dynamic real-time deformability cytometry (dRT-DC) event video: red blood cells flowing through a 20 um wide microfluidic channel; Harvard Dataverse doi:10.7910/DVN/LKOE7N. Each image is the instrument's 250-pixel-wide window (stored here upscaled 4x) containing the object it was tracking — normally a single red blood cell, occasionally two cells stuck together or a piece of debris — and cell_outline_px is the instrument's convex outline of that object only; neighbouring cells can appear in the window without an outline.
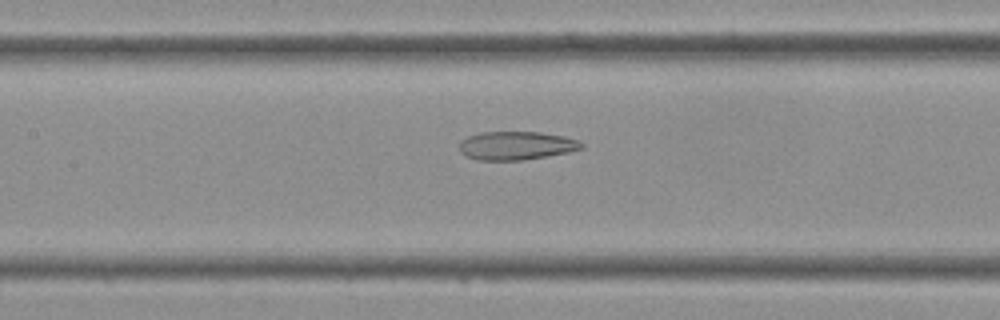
{"species": "Egyptian fruit bat (a non-hibernating species)", "species_latin": "Rousettus aegyptiacus", "temperature_condition": "cold", "stored_images_in_passage": 32, "camera_frame_rate_fps": 3000, "um_per_image_px": 0.085, "frame": {"image": 1, "passage_image": 10, "time_ms": 3.0, "image_size_px": [1000, 320], "cell_outline_px": [[584, 148], [568, 152], [548, 156], [524, 160], [476, 160], [464, 156], [460, 152], [460, 140], [468, 136], [480, 132], [540, 132], [564, 136], [580, 140], [584, 144]], "centroid_in_image_um": [43.88, 12.38], "position_along_channel_um": 163.5, "area_um2": 20.52}}
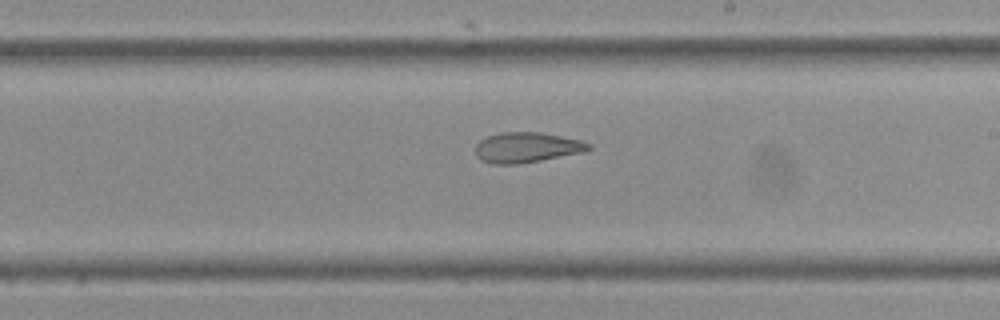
{"frame": {"image": 2, "passage_image": 15, "time_ms": 4.667, "image_size_px": [1000, 320], "cell_outline_px": [[592, 148], [584, 152], [520, 164], [492, 164], [480, 160], [476, 156], [476, 144], [480, 140], [488, 136], [504, 132], [540, 132], [580, 140], [592, 144]], "centroid_in_image_um": [44.77, 12.54], "position_along_channel_um": 244.2, "area_um2": 20.0}}
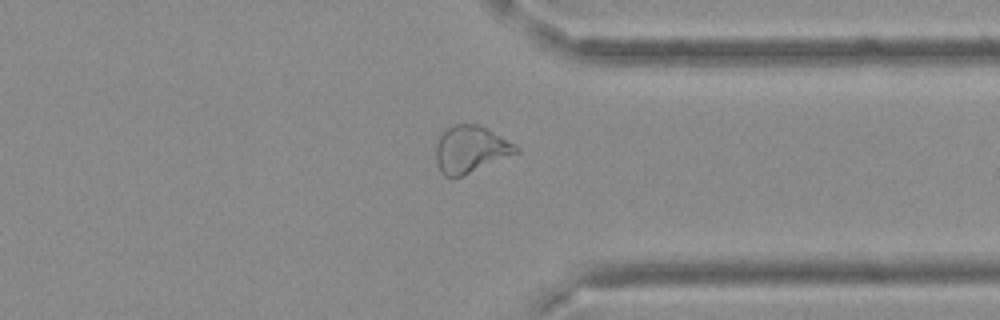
{"frame": {"image": 3, "passage_image": 23, "time_ms": 7.333, "image_size_px": [1000, 320], "cell_outline_px": [[520, 152], [460, 176], [444, 176], [440, 172], [436, 164], [436, 144], [440, 132], [444, 128], [456, 124], [476, 124], [516, 144], [520, 148]], "centroid_in_image_um": [39.96, 12.68], "position_along_channel_um": 371.4, "area_um2": 21.79}}